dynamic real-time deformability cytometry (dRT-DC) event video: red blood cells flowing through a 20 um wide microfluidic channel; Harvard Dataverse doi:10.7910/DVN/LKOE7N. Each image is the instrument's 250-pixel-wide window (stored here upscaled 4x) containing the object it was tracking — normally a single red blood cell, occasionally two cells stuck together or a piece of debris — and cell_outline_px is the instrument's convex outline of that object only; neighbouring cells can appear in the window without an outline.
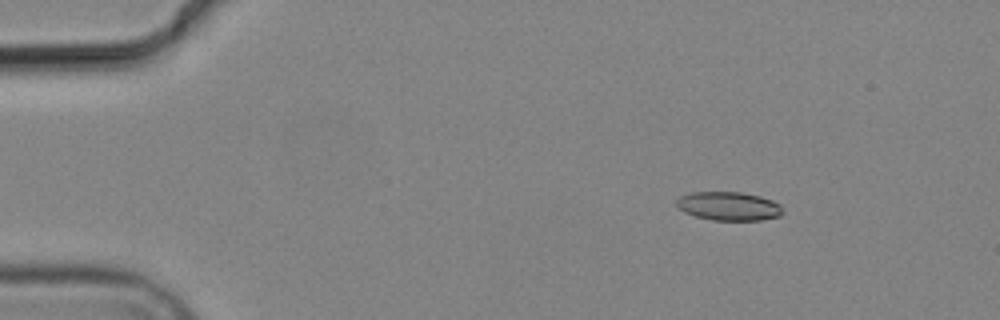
{"species": "common noctule bat (a hibernating species)", "species_latin": "Nyctalus noctula", "temperature_condition": "cold", "stored_images_in_passage": 6, "camera_frame_rate_fps": 3000, "um_per_image_px": 0.085, "animal": {"sex": "male", "body_mass_g": 19.2, "forearm_length_mm": 51.8}, "frame": {"image": 1, "passage_image": 3, "time_ms": 2.333, "image_size_px": [1000, 320], "cell_outline_px": [[784, 212], [780, 216], [760, 220], [712, 220], [696, 216], [684, 212], [676, 208], [676, 200], [680, 196], [692, 192], [740, 192], [760, 196], [772, 200], [780, 204]], "centroid_in_image_um": [61.93, 17.52], "position_along_channel_um": 23.1, "area_um2": 17.86}}
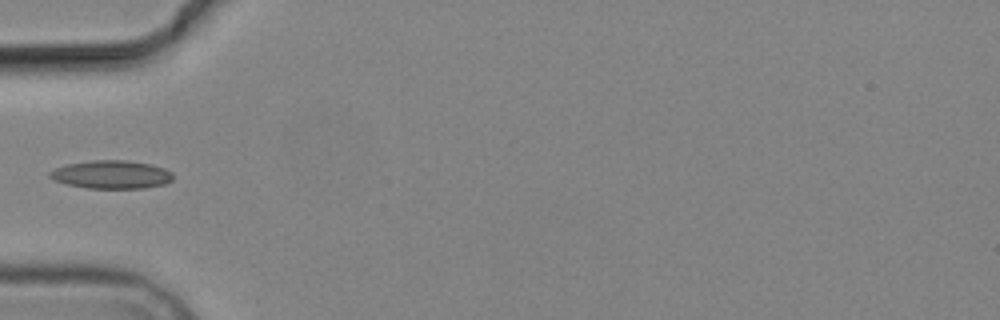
{"frame": {"image": 2, "passage_image": 5, "time_ms": 6.0, "image_size_px": [1000, 320], "cell_outline_px": [[172, 180], [164, 184], [144, 188], [88, 188], [64, 184], [52, 180], [48, 176], [48, 172], [56, 168], [68, 164], [92, 160], [128, 160], [152, 164], [164, 168], [172, 172]], "centroid_in_image_um": [9.45, 14.83], "position_along_channel_um": 75.5, "area_um2": 20.4}}
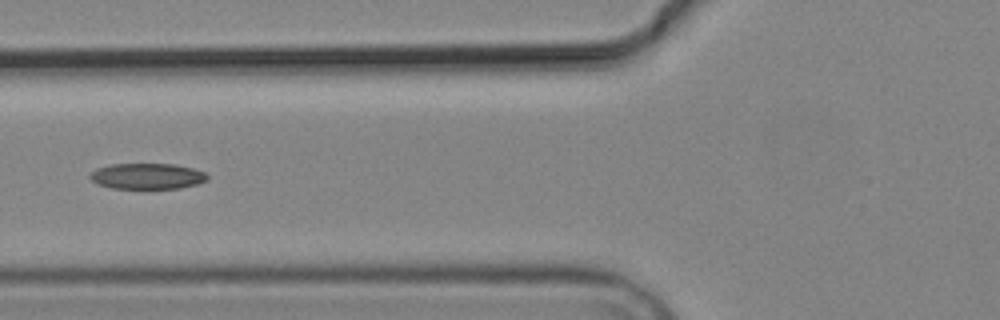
{"frame": {"image": 3, "passage_image": 6, "time_ms": 7.0, "image_size_px": [1000, 320], "cell_outline_px": [[208, 180], [196, 184], [180, 188], [148, 192], [112, 188], [96, 184], [88, 176], [96, 168], [112, 164], [176, 164], [192, 168], [204, 172], [208, 176]], "centroid_in_image_um": [12.5, 15.03], "position_along_channel_um": 113.3, "area_um2": 18.61}}